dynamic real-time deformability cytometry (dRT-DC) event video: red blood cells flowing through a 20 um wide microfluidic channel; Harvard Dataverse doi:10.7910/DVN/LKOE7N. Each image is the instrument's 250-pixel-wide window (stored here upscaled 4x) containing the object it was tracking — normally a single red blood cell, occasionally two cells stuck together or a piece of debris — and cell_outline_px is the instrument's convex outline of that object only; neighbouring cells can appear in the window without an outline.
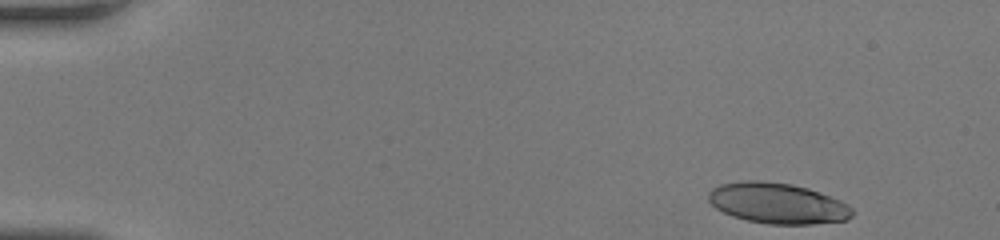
{"species": "human", "species_latin": "Homo sapiens", "temperature_condition": "room temperature", "stored_images_in_passage": 46, "camera_frame_rate_fps": 3000, "um_per_image_px": 0.085, "donor": {"sex": "female"}, "frame": {"image": 1, "passage_image": 1, "time_ms": 0.0, "image_size_px": [1000, 240], "cell_outline_px": [[852, 216], [848, 220], [812, 224], [768, 224], [748, 220], [732, 216], [716, 208], [708, 200], [708, 192], [712, 188], [720, 184], [744, 180], [760, 180], [792, 184], [808, 188], [840, 200], [848, 204], [852, 208]], "centroid_in_image_um": [66.09, 17.27], "position_along_channel_um": 18.9, "area_um2": 34.16}}
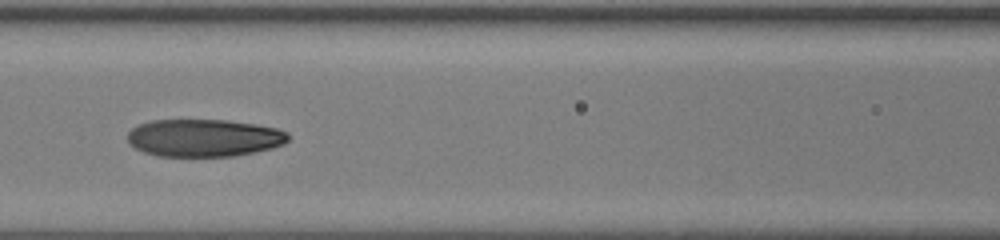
{"frame": {"image": 2, "passage_image": 20, "time_ms": 6.333, "image_size_px": [1000, 240], "cell_outline_px": [[288, 140], [284, 144], [272, 148], [256, 152], [236, 156], [160, 156], [144, 152], [128, 144], [128, 132], [132, 128], [140, 124], [152, 120], [228, 120], [256, 124], [276, 128], [288, 132]], "centroid_in_image_um": [17.35, 11.72], "position_along_channel_um": 149.2, "area_um2": 35.26}}
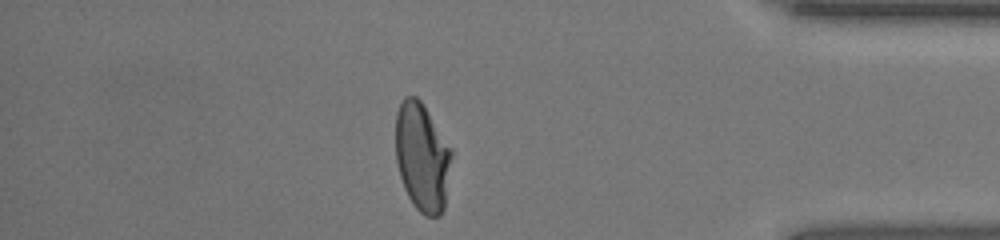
{"frame": {"image": 3, "passage_image": 40, "time_ms": 13.0, "image_size_px": [1000, 240], "cell_outline_px": [[452, 156], [444, 208], [440, 216], [424, 216], [412, 204], [404, 188], [400, 176], [396, 160], [396, 112], [404, 96], [416, 96], [424, 104], [452, 152]], "centroid_in_image_um": [35.87, 13.36], "position_along_channel_um": 399.3, "area_um2": 35.26}, "authors_computed_cell_mechanics": {"area_um2": 35.547, "velocity_mm_per_s": 4.17, "shape_relaxation_time_tau1_ms": 6.1029, "shape_relaxation_time_tau2_ms": 1.7867, "deformation_change_tau1": 0.2704, "deformation_change_tau2": 0.0772}}